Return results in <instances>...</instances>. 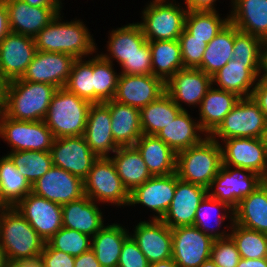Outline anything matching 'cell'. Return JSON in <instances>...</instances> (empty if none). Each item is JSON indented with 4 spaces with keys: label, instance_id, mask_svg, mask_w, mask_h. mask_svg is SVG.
I'll return each instance as SVG.
<instances>
[{
    "label": "cell",
    "instance_id": "cell-1",
    "mask_svg": "<svg viewBox=\"0 0 267 267\" xmlns=\"http://www.w3.org/2000/svg\"><path fill=\"white\" fill-rule=\"evenodd\" d=\"M57 89L46 83L11 80L2 84L0 110L15 120H44Z\"/></svg>",
    "mask_w": 267,
    "mask_h": 267
},
{
    "label": "cell",
    "instance_id": "cell-2",
    "mask_svg": "<svg viewBox=\"0 0 267 267\" xmlns=\"http://www.w3.org/2000/svg\"><path fill=\"white\" fill-rule=\"evenodd\" d=\"M61 13L35 37L38 51L66 53L75 59L83 58L98 50L88 28L80 20L60 22Z\"/></svg>",
    "mask_w": 267,
    "mask_h": 267
},
{
    "label": "cell",
    "instance_id": "cell-3",
    "mask_svg": "<svg viewBox=\"0 0 267 267\" xmlns=\"http://www.w3.org/2000/svg\"><path fill=\"white\" fill-rule=\"evenodd\" d=\"M222 166L221 144L210 136L177 153L176 173L180 180L208 188Z\"/></svg>",
    "mask_w": 267,
    "mask_h": 267
},
{
    "label": "cell",
    "instance_id": "cell-4",
    "mask_svg": "<svg viewBox=\"0 0 267 267\" xmlns=\"http://www.w3.org/2000/svg\"><path fill=\"white\" fill-rule=\"evenodd\" d=\"M91 104L65 87L58 88L44 122L54 138L83 136Z\"/></svg>",
    "mask_w": 267,
    "mask_h": 267
},
{
    "label": "cell",
    "instance_id": "cell-5",
    "mask_svg": "<svg viewBox=\"0 0 267 267\" xmlns=\"http://www.w3.org/2000/svg\"><path fill=\"white\" fill-rule=\"evenodd\" d=\"M44 241L28 221L15 209L4 207L0 218V247L7 261L41 253Z\"/></svg>",
    "mask_w": 267,
    "mask_h": 267
},
{
    "label": "cell",
    "instance_id": "cell-6",
    "mask_svg": "<svg viewBox=\"0 0 267 267\" xmlns=\"http://www.w3.org/2000/svg\"><path fill=\"white\" fill-rule=\"evenodd\" d=\"M209 136L217 142L219 138H267V119L252 96L243 97Z\"/></svg>",
    "mask_w": 267,
    "mask_h": 267
},
{
    "label": "cell",
    "instance_id": "cell-7",
    "mask_svg": "<svg viewBox=\"0 0 267 267\" xmlns=\"http://www.w3.org/2000/svg\"><path fill=\"white\" fill-rule=\"evenodd\" d=\"M181 8L179 3L169 0L150 1L142 11V23H138L146 40H178L188 13L187 9Z\"/></svg>",
    "mask_w": 267,
    "mask_h": 267
},
{
    "label": "cell",
    "instance_id": "cell-8",
    "mask_svg": "<svg viewBox=\"0 0 267 267\" xmlns=\"http://www.w3.org/2000/svg\"><path fill=\"white\" fill-rule=\"evenodd\" d=\"M84 192L93 201L129 205L130 193L123 185L109 157H98L84 179Z\"/></svg>",
    "mask_w": 267,
    "mask_h": 267
},
{
    "label": "cell",
    "instance_id": "cell-9",
    "mask_svg": "<svg viewBox=\"0 0 267 267\" xmlns=\"http://www.w3.org/2000/svg\"><path fill=\"white\" fill-rule=\"evenodd\" d=\"M223 165L207 188L208 196L226 203L234 210L239 202L249 196L265 179L249 169ZM215 188V190H214Z\"/></svg>",
    "mask_w": 267,
    "mask_h": 267
},
{
    "label": "cell",
    "instance_id": "cell-10",
    "mask_svg": "<svg viewBox=\"0 0 267 267\" xmlns=\"http://www.w3.org/2000/svg\"><path fill=\"white\" fill-rule=\"evenodd\" d=\"M0 137L13 151L50 152L54 136L44 120L20 121L7 117L0 110Z\"/></svg>",
    "mask_w": 267,
    "mask_h": 267
},
{
    "label": "cell",
    "instance_id": "cell-11",
    "mask_svg": "<svg viewBox=\"0 0 267 267\" xmlns=\"http://www.w3.org/2000/svg\"><path fill=\"white\" fill-rule=\"evenodd\" d=\"M222 164L249 169L267 180V138L222 140Z\"/></svg>",
    "mask_w": 267,
    "mask_h": 267
},
{
    "label": "cell",
    "instance_id": "cell-12",
    "mask_svg": "<svg viewBox=\"0 0 267 267\" xmlns=\"http://www.w3.org/2000/svg\"><path fill=\"white\" fill-rule=\"evenodd\" d=\"M214 239L194 225L172 229V259L179 267H198L211 258Z\"/></svg>",
    "mask_w": 267,
    "mask_h": 267
},
{
    "label": "cell",
    "instance_id": "cell-13",
    "mask_svg": "<svg viewBox=\"0 0 267 267\" xmlns=\"http://www.w3.org/2000/svg\"><path fill=\"white\" fill-rule=\"evenodd\" d=\"M36 52L34 38L8 33L0 42V82L21 78Z\"/></svg>",
    "mask_w": 267,
    "mask_h": 267
},
{
    "label": "cell",
    "instance_id": "cell-14",
    "mask_svg": "<svg viewBox=\"0 0 267 267\" xmlns=\"http://www.w3.org/2000/svg\"><path fill=\"white\" fill-rule=\"evenodd\" d=\"M14 207L46 242L63 227L62 205L32 192L28 193Z\"/></svg>",
    "mask_w": 267,
    "mask_h": 267
},
{
    "label": "cell",
    "instance_id": "cell-15",
    "mask_svg": "<svg viewBox=\"0 0 267 267\" xmlns=\"http://www.w3.org/2000/svg\"><path fill=\"white\" fill-rule=\"evenodd\" d=\"M53 166L62 168L83 180L98 158L84 136L55 138L50 149Z\"/></svg>",
    "mask_w": 267,
    "mask_h": 267
},
{
    "label": "cell",
    "instance_id": "cell-16",
    "mask_svg": "<svg viewBox=\"0 0 267 267\" xmlns=\"http://www.w3.org/2000/svg\"><path fill=\"white\" fill-rule=\"evenodd\" d=\"M31 192L63 205L85 196L84 180L62 168L53 166L31 186Z\"/></svg>",
    "mask_w": 267,
    "mask_h": 267
},
{
    "label": "cell",
    "instance_id": "cell-17",
    "mask_svg": "<svg viewBox=\"0 0 267 267\" xmlns=\"http://www.w3.org/2000/svg\"><path fill=\"white\" fill-rule=\"evenodd\" d=\"M74 61L75 58L70 54L37 50L20 79L63 88L69 79Z\"/></svg>",
    "mask_w": 267,
    "mask_h": 267
},
{
    "label": "cell",
    "instance_id": "cell-18",
    "mask_svg": "<svg viewBox=\"0 0 267 267\" xmlns=\"http://www.w3.org/2000/svg\"><path fill=\"white\" fill-rule=\"evenodd\" d=\"M165 93V83L152 74L127 75L119 73L117 91L113 100L141 109Z\"/></svg>",
    "mask_w": 267,
    "mask_h": 267
},
{
    "label": "cell",
    "instance_id": "cell-19",
    "mask_svg": "<svg viewBox=\"0 0 267 267\" xmlns=\"http://www.w3.org/2000/svg\"><path fill=\"white\" fill-rule=\"evenodd\" d=\"M212 87V77L198 68L178 70L166 83L165 92L181 110V103L200 106L207 91ZM182 101V102H181ZM181 102V103H180Z\"/></svg>",
    "mask_w": 267,
    "mask_h": 267
},
{
    "label": "cell",
    "instance_id": "cell-20",
    "mask_svg": "<svg viewBox=\"0 0 267 267\" xmlns=\"http://www.w3.org/2000/svg\"><path fill=\"white\" fill-rule=\"evenodd\" d=\"M207 195V188L182 181L176 173L175 194L161 220L171 229L193 225L197 208Z\"/></svg>",
    "mask_w": 267,
    "mask_h": 267
},
{
    "label": "cell",
    "instance_id": "cell-21",
    "mask_svg": "<svg viewBox=\"0 0 267 267\" xmlns=\"http://www.w3.org/2000/svg\"><path fill=\"white\" fill-rule=\"evenodd\" d=\"M176 172L169 175L152 176L130 192L128 206L141 204L157 214L152 219L161 220L170 207L175 194Z\"/></svg>",
    "mask_w": 267,
    "mask_h": 267
},
{
    "label": "cell",
    "instance_id": "cell-22",
    "mask_svg": "<svg viewBox=\"0 0 267 267\" xmlns=\"http://www.w3.org/2000/svg\"><path fill=\"white\" fill-rule=\"evenodd\" d=\"M131 235L149 263L172 258V229L162 220L140 221Z\"/></svg>",
    "mask_w": 267,
    "mask_h": 267
},
{
    "label": "cell",
    "instance_id": "cell-23",
    "mask_svg": "<svg viewBox=\"0 0 267 267\" xmlns=\"http://www.w3.org/2000/svg\"><path fill=\"white\" fill-rule=\"evenodd\" d=\"M9 13L11 32L34 38L61 11L62 7H36L24 0H3Z\"/></svg>",
    "mask_w": 267,
    "mask_h": 267
},
{
    "label": "cell",
    "instance_id": "cell-24",
    "mask_svg": "<svg viewBox=\"0 0 267 267\" xmlns=\"http://www.w3.org/2000/svg\"><path fill=\"white\" fill-rule=\"evenodd\" d=\"M83 136L97 157H109L120 147L112 136L110 111L104 102L91 104Z\"/></svg>",
    "mask_w": 267,
    "mask_h": 267
},
{
    "label": "cell",
    "instance_id": "cell-25",
    "mask_svg": "<svg viewBox=\"0 0 267 267\" xmlns=\"http://www.w3.org/2000/svg\"><path fill=\"white\" fill-rule=\"evenodd\" d=\"M259 73L260 63H241L231 59L212 76V85L216 83L217 89L236 93L241 98L251 97Z\"/></svg>",
    "mask_w": 267,
    "mask_h": 267
},
{
    "label": "cell",
    "instance_id": "cell-26",
    "mask_svg": "<svg viewBox=\"0 0 267 267\" xmlns=\"http://www.w3.org/2000/svg\"><path fill=\"white\" fill-rule=\"evenodd\" d=\"M97 203L85 195L78 200L63 204V227L93 237L104 226L102 212Z\"/></svg>",
    "mask_w": 267,
    "mask_h": 267
},
{
    "label": "cell",
    "instance_id": "cell-27",
    "mask_svg": "<svg viewBox=\"0 0 267 267\" xmlns=\"http://www.w3.org/2000/svg\"><path fill=\"white\" fill-rule=\"evenodd\" d=\"M230 22L239 30L267 41V0H231Z\"/></svg>",
    "mask_w": 267,
    "mask_h": 267
},
{
    "label": "cell",
    "instance_id": "cell-28",
    "mask_svg": "<svg viewBox=\"0 0 267 267\" xmlns=\"http://www.w3.org/2000/svg\"><path fill=\"white\" fill-rule=\"evenodd\" d=\"M110 111L111 130L119 146H134L143 135L140 109L110 100L104 102Z\"/></svg>",
    "mask_w": 267,
    "mask_h": 267
},
{
    "label": "cell",
    "instance_id": "cell-29",
    "mask_svg": "<svg viewBox=\"0 0 267 267\" xmlns=\"http://www.w3.org/2000/svg\"><path fill=\"white\" fill-rule=\"evenodd\" d=\"M134 146L152 176L176 172L177 154L156 135L143 134Z\"/></svg>",
    "mask_w": 267,
    "mask_h": 267
},
{
    "label": "cell",
    "instance_id": "cell-30",
    "mask_svg": "<svg viewBox=\"0 0 267 267\" xmlns=\"http://www.w3.org/2000/svg\"><path fill=\"white\" fill-rule=\"evenodd\" d=\"M241 97L236 93L216 89L207 91L199 106V124L206 135H210L233 109Z\"/></svg>",
    "mask_w": 267,
    "mask_h": 267
},
{
    "label": "cell",
    "instance_id": "cell-31",
    "mask_svg": "<svg viewBox=\"0 0 267 267\" xmlns=\"http://www.w3.org/2000/svg\"><path fill=\"white\" fill-rule=\"evenodd\" d=\"M187 110H182L173 121L162 128L157 137L166 143L176 154L200 143L205 135L199 122L194 121ZM200 132V134H199Z\"/></svg>",
    "mask_w": 267,
    "mask_h": 267
},
{
    "label": "cell",
    "instance_id": "cell-32",
    "mask_svg": "<svg viewBox=\"0 0 267 267\" xmlns=\"http://www.w3.org/2000/svg\"><path fill=\"white\" fill-rule=\"evenodd\" d=\"M233 216L234 223L267 234V180L239 202Z\"/></svg>",
    "mask_w": 267,
    "mask_h": 267
},
{
    "label": "cell",
    "instance_id": "cell-33",
    "mask_svg": "<svg viewBox=\"0 0 267 267\" xmlns=\"http://www.w3.org/2000/svg\"><path fill=\"white\" fill-rule=\"evenodd\" d=\"M114 154L110 158L129 193L152 177L135 146H120Z\"/></svg>",
    "mask_w": 267,
    "mask_h": 267
},
{
    "label": "cell",
    "instance_id": "cell-34",
    "mask_svg": "<svg viewBox=\"0 0 267 267\" xmlns=\"http://www.w3.org/2000/svg\"><path fill=\"white\" fill-rule=\"evenodd\" d=\"M129 231L120 224L103 226L93 237L91 249L102 267H117L122 245Z\"/></svg>",
    "mask_w": 267,
    "mask_h": 267
},
{
    "label": "cell",
    "instance_id": "cell-35",
    "mask_svg": "<svg viewBox=\"0 0 267 267\" xmlns=\"http://www.w3.org/2000/svg\"><path fill=\"white\" fill-rule=\"evenodd\" d=\"M235 26L229 21L207 44L201 64L197 67L210 77L232 59Z\"/></svg>",
    "mask_w": 267,
    "mask_h": 267
},
{
    "label": "cell",
    "instance_id": "cell-36",
    "mask_svg": "<svg viewBox=\"0 0 267 267\" xmlns=\"http://www.w3.org/2000/svg\"><path fill=\"white\" fill-rule=\"evenodd\" d=\"M151 49L152 75L166 83L184 69L179 40L148 41Z\"/></svg>",
    "mask_w": 267,
    "mask_h": 267
},
{
    "label": "cell",
    "instance_id": "cell-37",
    "mask_svg": "<svg viewBox=\"0 0 267 267\" xmlns=\"http://www.w3.org/2000/svg\"><path fill=\"white\" fill-rule=\"evenodd\" d=\"M109 37L107 42L109 55L108 53L100 55L109 62H113L112 58H114L120 66L147 41L138 22L112 30Z\"/></svg>",
    "mask_w": 267,
    "mask_h": 267
},
{
    "label": "cell",
    "instance_id": "cell-38",
    "mask_svg": "<svg viewBox=\"0 0 267 267\" xmlns=\"http://www.w3.org/2000/svg\"><path fill=\"white\" fill-rule=\"evenodd\" d=\"M182 110L165 92L156 101L140 109L141 129L145 135H157Z\"/></svg>",
    "mask_w": 267,
    "mask_h": 267
},
{
    "label": "cell",
    "instance_id": "cell-39",
    "mask_svg": "<svg viewBox=\"0 0 267 267\" xmlns=\"http://www.w3.org/2000/svg\"><path fill=\"white\" fill-rule=\"evenodd\" d=\"M31 192V185L20 174L11 159L5 155L0 158V204L14 207Z\"/></svg>",
    "mask_w": 267,
    "mask_h": 267
},
{
    "label": "cell",
    "instance_id": "cell-40",
    "mask_svg": "<svg viewBox=\"0 0 267 267\" xmlns=\"http://www.w3.org/2000/svg\"><path fill=\"white\" fill-rule=\"evenodd\" d=\"M219 209L221 211L224 209L226 213L219 212ZM228 213L230 214V216H228ZM216 216L218 218H216ZM227 217H229V219H231L230 221L233 222L234 216L232 208H230L226 203L220 202L219 200L211 198L207 195L197 208L193 225L206 235L212 237L214 240L223 239L230 237V232L226 233L225 230H222V232H220L218 228H221L222 223L225 219H227ZM212 218H215L214 221L216 220V228H212L214 224H212V226L210 224L213 221ZM211 219L212 221H210Z\"/></svg>",
    "mask_w": 267,
    "mask_h": 267
},
{
    "label": "cell",
    "instance_id": "cell-41",
    "mask_svg": "<svg viewBox=\"0 0 267 267\" xmlns=\"http://www.w3.org/2000/svg\"><path fill=\"white\" fill-rule=\"evenodd\" d=\"M7 156L31 186L53 167L50 152L13 151Z\"/></svg>",
    "mask_w": 267,
    "mask_h": 267
},
{
    "label": "cell",
    "instance_id": "cell-42",
    "mask_svg": "<svg viewBox=\"0 0 267 267\" xmlns=\"http://www.w3.org/2000/svg\"><path fill=\"white\" fill-rule=\"evenodd\" d=\"M229 21V15L222 20L217 10L188 11L184 29L208 44Z\"/></svg>",
    "mask_w": 267,
    "mask_h": 267
},
{
    "label": "cell",
    "instance_id": "cell-43",
    "mask_svg": "<svg viewBox=\"0 0 267 267\" xmlns=\"http://www.w3.org/2000/svg\"><path fill=\"white\" fill-rule=\"evenodd\" d=\"M230 224V237L235 242L241 258L267 257V234L244 228L234 222H230Z\"/></svg>",
    "mask_w": 267,
    "mask_h": 267
},
{
    "label": "cell",
    "instance_id": "cell-44",
    "mask_svg": "<svg viewBox=\"0 0 267 267\" xmlns=\"http://www.w3.org/2000/svg\"><path fill=\"white\" fill-rule=\"evenodd\" d=\"M113 63L97 54L93 58L94 104L113 100L117 91L119 75Z\"/></svg>",
    "mask_w": 267,
    "mask_h": 267
},
{
    "label": "cell",
    "instance_id": "cell-45",
    "mask_svg": "<svg viewBox=\"0 0 267 267\" xmlns=\"http://www.w3.org/2000/svg\"><path fill=\"white\" fill-rule=\"evenodd\" d=\"M65 88L94 104L93 58L88 61L75 59Z\"/></svg>",
    "mask_w": 267,
    "mask_h": 267
},
{
    "label": "cell",
    "instance_id": "cell-46",
    "mask_svg": "<svg viewBox=\"0 0 267 267\" xmlns=\"http://www.w3.org/2000/svg\"><path fill=\"white\" fill-rule=\"evenodd\" d=\"M46 243L52 249L77 257L91 249L92 237L74 229L62 227Z\"/></svg>",
    "mask_w": 267,
    "mask_h": 267
},
{
    "label": "cell",
    "instance_id": "cell-47",
    "mask_svg": "<svg viewBox=\"0 0 267 267\" xmlns=\"http://www.w3.org/2000/svg\"><path fill=\"white\" fill-rule=\"evenodd\" d=\"M264 41L235 27L232 59L241 63H260Z\"/></svg>",
    "mask_w": 267,
    "mask_h": 267
},
{
    "label": "cell",
    "instance_id": "cell-48",
    "mask_svg": "<svg viewBox=\"0 0 267 267\" xmlns=\"http://www.w3.org/2000/svg\"><path fill=\"white\" fill-rule=\"evenodd\" d=\"M178 40L184 68H197L202 62L207 43L204 40L194 38L185 29Z\"/></svg>",
    "mask_w": 267,
    "mask_h": 267
},
{
    "label": "cell",
    "instance_id": "cell-49",
    "mask_svg": "<svg viewBox=\"0 0 267 267\" xmlns=\"http://www.w3.org/2000/svg\"><path fill=\"white\" fill-rule=\"evenodd\" d=\"M211 259L218 267H236L241 259L231 237L214 240Z\"/></svg>",
    "mask_w": 267,
    "mask_h": 267
},
{
    "label": "cell",
    "instance_id": "cell-50",
    "mask_svg": "<svg viewBox=\"0 0 267 267\" xmlns=\"http://www.w3.org/2000/svg\"><path fill=\"white\" fill-rule=\"evenodd\" d=\"M122 74L127 75H147L152 74L151 49L149 42L146 41L138 51L127 58L120 66Z\"/></svg>",
    "mask_w": 267,
    "mask_h": 267
},
{
    "label": "cell",
    "instance_id": "cell-51",
    "mask_svg": "<svg viewBox=\"0 0 267 267\" xmlns=\"http://www.w3.org/2000/svg\"><path fill=\"white\" fill-rule=\"evenodd\" d=\"M150 263L131 234L125 239L117 267H149Z\"/></svg>",
    "mask_w": 267,
    "mask_h": 267
},
{
    "label": "cell",
    "instance_id": "cell-52",
    "mask_svg": "<svg viewBox=\"0 0 267 267\" xmlns=\"http://www.w3.org/2000/svg\"><path fill=\"white\" fill-rule=\"evenodd\" d=\"M42 257L45 267H74L75 257L63 251L52 249L47 243L42 251Z\"/></svg>",
    "mask_w": 267,
    "mask_h": 267
},
{
    "label": "cell",
    "instance_id": "cell-53",
    "mask_svg": "<svg viewBox=\"0 0 267 267\" xmlns=\"http://www.w3.org/2000/svg\"><path fill=\"white\" fill-rule=\"evenodd\" d=\"M8 267H45L42 252L8 260Z\"/></svg>",
    "mask_w": 267,
    "mask_h": 267
},
{
    "label": "cell",
    "instance_id": "cell-54",
    "mask_svg": "<svg viewBox=\"0 0 267 267\" xmlns=\"http://www.w3.org/2000/svg\"><path fill=\"white\" fill-rule=\"evenodd\" d=\"M252 98L258 103L267 119V80L258 79Z\"/></svg>",
    "mask_w": 267,
    "mask_h": 267
},
{
    "label": "cell",
    "instance_id": "cell-55",
    "mask_svg": "<svg viewBox=\"0 0 267 267\" xmlns=\"http://www.w3.org/2000/svg\"><path fill=\"white\" fill-rule=\"evenodd\" d=\"M74 267H102L96 259L95 253L92 249L75 257Z\"/></svg>",
    "mask_w": 267,
    "mask_h": 267
},
{
    "label": "cell",
    "instance_id": "cell-56",
    "mask_svg": "<svg viewBox=\"0 0 267 267\" xmlns=\"http://www.w3.org/2000/svg\"><path fill=\"white\" fill-rule=\"evenodd\" d=\"M217 0H185L187 11H214Z\"/></svg>",
    "mask_w": 267,
    "mask_h": 267
},
{
    "label": "cell",
    "instance_id": "cell-57",
    "mask_svg": "<svg viewBox=\"0 0 267 267\" xmlns=\"http://www.w3.org/2000/svg\"><path fill=\"white\" fill-rule=\"evenodd\" d=\"M11 32L9 24V13L7 6L3 0L0 1V42Z\"/></svg>",
    "mask_w": 267,
    "mask_h": 267
},
{
    "label": "cell",
    "instance_id": "cell-58",
    "mask_svg": "<svg viewBox=\"0 0 267 267\" xmlns=\"http://www.w3.org/2000/svg\"><path fill=\"white\" fill-rule=\"evenodd\" d=\"M236 267H267V257L259 259L241 258Z\"/></svg>",
    "mask_w": 267,
    "mask_h": 267
},
{
    "label": "cell",
    "instance_id": "cell-59",
    "mask_svg": "<svg viewBox=\"0 0 267 267\" xmlns=\"http://www.w3.org/2000/svg\"><path fill=\"white\" fill-rule=\"evenodd\" d=\"M30 6L36 7H61V0H24Z\"/></svg>",
    "mask_w": 267,
    "mask_h": 267
},
{
    "label": "cell",
    "instance_id": "cell-60",
    "mask_svg": "<svg viewBox=\"0 0 267 267\" xmlns=\"http://www.w3.org/2000/svg\"><path fill=\"white\" fill-rule=\"evenodd\" d=\"M262 49L263 50H261L260 73L259 74H261L262 70L263 72H262V76L259 75L260 77L258 78L262 80H267V41L264 42Z\"/></svg>",
    "mask_w": 267,
    "mask_h": 267
},
{
    "label": "cell",
    "instance_id": "cell-61",
    "mask_svg": "<svg viewBox=\"0 0 267 267\" xmlns=\"http://www.w3.org/2000/svg\"><path fill=\"white\" fill-rule=\"evenodd\" d=\"M149 267H179V266L175 263V261L172 258H170L164 261L151 263Z\"/></svg>",
    "mask_w": 267,
    "mask_h": 267
},
{
    "label": "cell",
    "instance_id": "cell-62",
    "mask_svg": "<svg viewBox=\"0 0 267 267\" xmlns=\"http://www.w3.org/2000/svg\"><path fill=\"white\" fill-rule=\"evenodd\" d=\"M0 267H8V261L5 252L0 247Z\"/></svg>",
    "mask_w": 267,
    "mask_h": 267
},
{
    "label": "cell",
    "instance_id": "cell-63",
    "mask_svg": "<svg viewBox=\"0 0 267 267\" xmlns=\"http://www.w3.org/2000/svg\"><path fill=\"white\" fill-rule=\"evenodd\" d=\"M198 267H218L214 261L210 258L206 261H204L202 264H200Z\"/></svg>",
    "mask_w": 267,
    "mask_h": 267
},
{
    "label": "cell",
    "instance_id": "cell-64",
    "mask_svg": "<svg viewBox=\"0 0 267 267\" xmlns=\"http://www.w3.org/2000/svg\"><path fill=\"white\" fill-rule=\"evenodd\" d=\"M5 206H0V218H1V213H2V210Z\"/></svg>",
    "mask_w": 267,
    "mask_h": 267
},
{
    "label": "cell",
    "instance_id": "cell-65",
    "mask_svg": "<svg viewBox=\"0 0 267 267\" xmlns=\"http://www.w3.org/2000/svg\"><path fill=\"white\" fill-rule=\"evenodd\" d=\"M1 91H2V83L0 82V96H1Z\"/></svg>",
    "mask_w": 267,
    "mask_h": 267
}]
</instances>
